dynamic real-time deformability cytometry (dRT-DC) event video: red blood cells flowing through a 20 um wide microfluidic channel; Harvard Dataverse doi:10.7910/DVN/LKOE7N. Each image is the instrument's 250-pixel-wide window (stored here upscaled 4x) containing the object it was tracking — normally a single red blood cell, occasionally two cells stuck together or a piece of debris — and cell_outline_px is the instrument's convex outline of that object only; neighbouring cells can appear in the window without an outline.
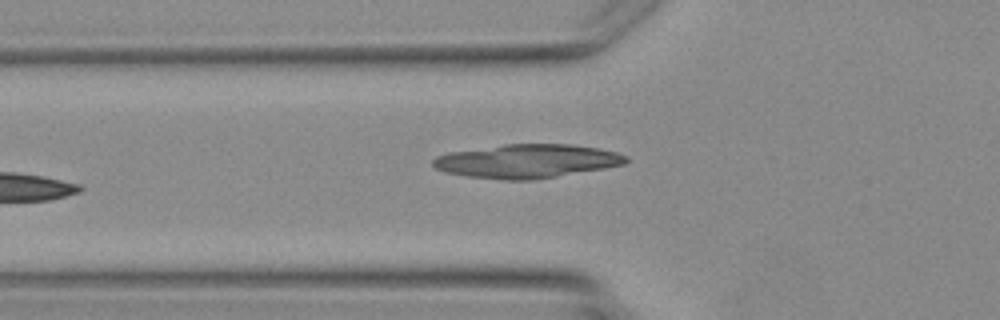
{"species": "Egyptian fruit bat (a non-hibernating species)", "species_latin": "Rousettus aegyptiacus", "temperature_condition": "warm", "stored_images_in_passage": 3, "camera_frame_rate_fps": 3000, "um_per_image_px": 0.085, "animal": {"sex": "female"}, "frame": {"image": 1, "passage_image": 3, "time_ms": 2.333, "image_size_px": [1000, 320], "cell_outline_px": [[628, 160], [624, 164], [556, 176], [532, 180], [504, 180], [468, 176], [444, 172], [436, 168], [432, 164], [432, 160], [436, 156], [448, 152], [504, 144], [572, 144], [600, 148], [616, 152], [628, 156]], "centroid_in_image_um": [44.76, 13.68], "position_along_channel_um": 81.0, "area_um2": 37.8}}